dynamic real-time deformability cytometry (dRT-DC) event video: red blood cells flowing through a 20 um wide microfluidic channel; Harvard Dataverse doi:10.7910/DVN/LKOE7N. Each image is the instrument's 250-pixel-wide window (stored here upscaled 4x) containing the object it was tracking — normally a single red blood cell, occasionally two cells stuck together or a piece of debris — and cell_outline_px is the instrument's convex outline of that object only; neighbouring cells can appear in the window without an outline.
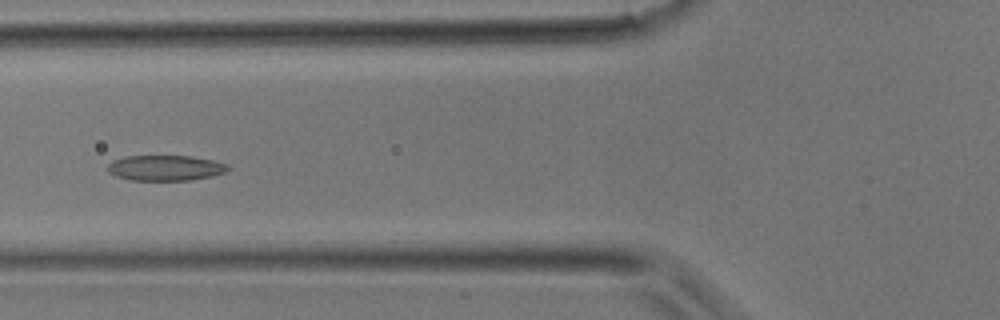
{"species": "common noctule bat (a hibernating species)", "species_latin": "Nyctalus noctula", "temperature_condition": "room temperature", "stored_images_in_passage": 36, "camera_frame_rate_fps": 3000, "um_per_image_px": 0.085, "animal": {"sex": "male", "body_mass_g": 17.9}, "frame": {"image": 1, "passage_image": 14, "time_ms": 4.333, "image_size_px": [1000, 320], "cell_outline_px": [[232, 168], [224, 172], [212, 176], [192, 180], [128, 180], [116, 176], [108, 172], [108, 164], [112, 160], [124, 156], [192, 156], [212, 160], [228, 164]], "centroid_in_image_um": [14.06, 14.27], "position_along_channel_um": 111.7, "area_um2": 17.98}}
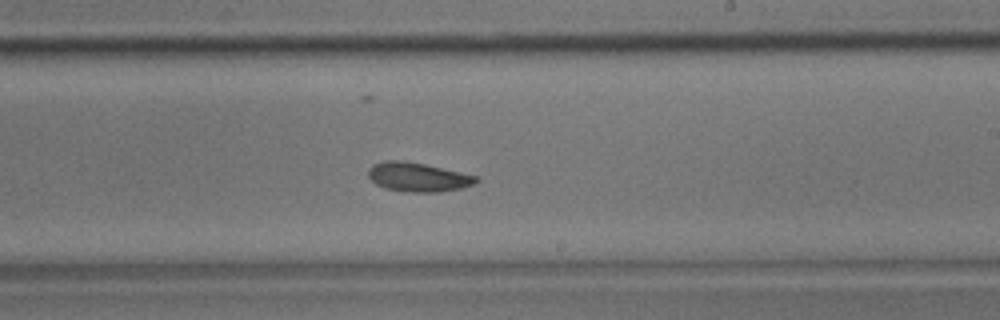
{"frame": {"image": 2, "passage_image": 22, "time_ms": 7.0, "image_size_px": [1000, 320], "cell_outline_px": [[480, 180], [472, 184], [460, 188], [440, 192], [408, 192], [384, 188], [376, 184], [368, 176], [368, 168], [372, 164], [384, 160], [400, 160], [424, 164], [476, 176]], "centroid_in_image_um": [35.46, 15.05], "position_along_channel_um": 253.5, "area_um2": 18.15}}
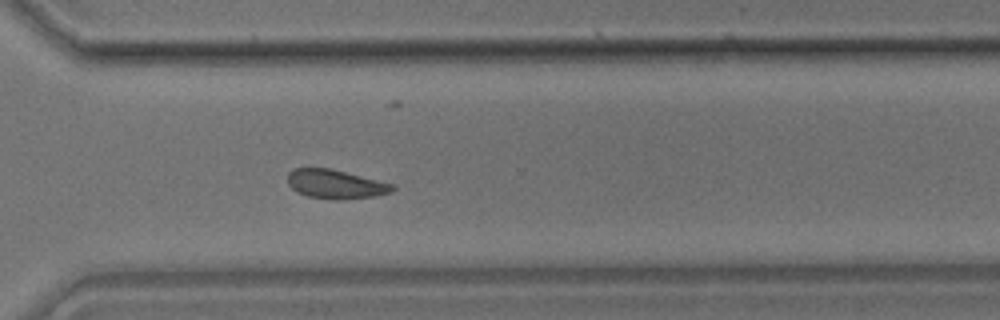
{"frame": {"image": 3, "passage_image": 27, "time_ms": 8.667, "image_size_px": [1000, 320], "cell_outline_px": [[396, 188], [392, 192], [376, 196], [340, 200], [336, 200], [308, 196], [292, 188], [288, 184], [288, 172], [292, 168], [328, 168], [396, 184]], "centroid_in_image_um": [28.57, 15.65], "position_along_channel_um": 342.0, "area_um2": 17.74}}